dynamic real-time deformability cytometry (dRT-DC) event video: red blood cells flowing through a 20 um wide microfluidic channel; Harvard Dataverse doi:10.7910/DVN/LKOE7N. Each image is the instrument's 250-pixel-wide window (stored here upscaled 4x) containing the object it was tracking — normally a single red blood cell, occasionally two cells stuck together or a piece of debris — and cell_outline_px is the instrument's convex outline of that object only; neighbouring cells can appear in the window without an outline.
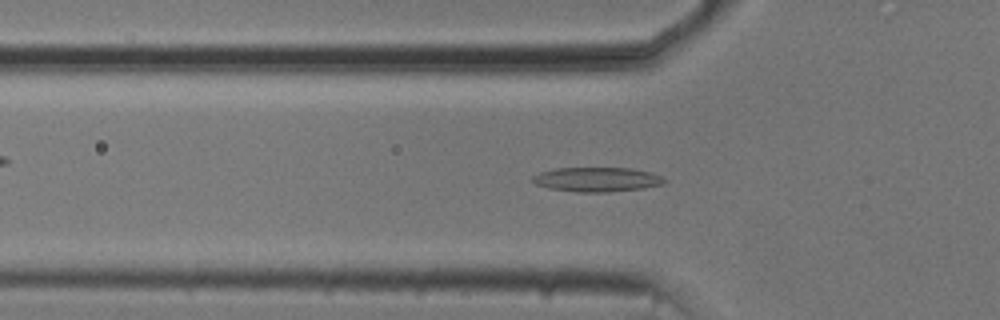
{"species": "common noctule bat (a hibernating species)", "species_latin": "Nyctalus noctula", "temperature_condition": "cold", "stored_images_in_passage": 27, "camera_frame_rate_fps": 3000, "um_per_image_px": 0.085, "animal": {"sex": "male", "body_mass_g": 20.5, "forearm_length_mm": 52.5}, "frame": {"image": 1, "passage_image": 16, "time_ms": 5.0, "image_size_px": [1000, 320], "cell_outline_px": [[668, 180], [664, 184], [644, 188], [608, 192], [576, 192], [548, 188], [536, 184], [532, 180], [532, 176], [540, 172], [552, 168], [632, 168], [652, 172]], "centroid_in_image_um": [50.76, 15.25], "position_along_channel_um": 75.0, "area_um2": 18.96}}
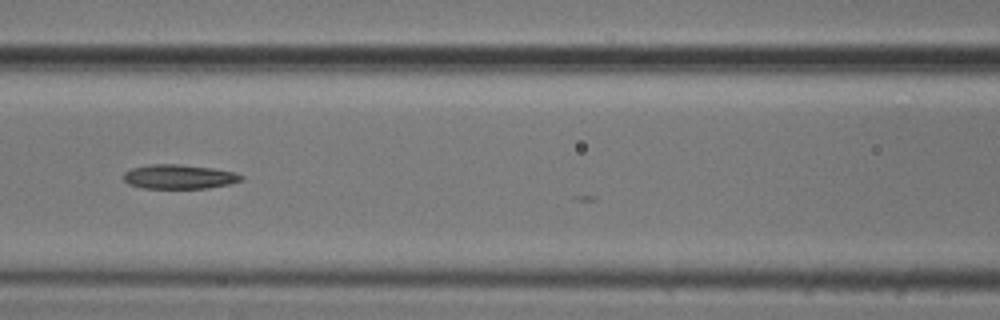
{"frame": {"image": 2, "passage_image": 22, "time_ms": 7.0, "image_size_px": [1000, 320], "cell_outline_px": [[244, 180], [228, 184], [208, 188], [144, 188], [128, 184], [124, 180], [124, 172], [132, 168], [148, 164], [180, 164], [212, 168], [232, 172], [244, 176]], "centroid_in_image_um": [15.21, 15.02], "position_along_channel_um": 151.4, "area_um2": 16.65}}
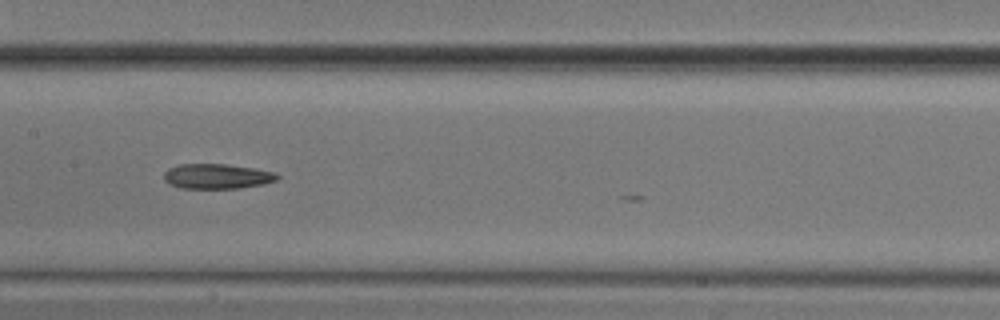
{"frame": {"image": 3, "passage_image": 25, "time_ms": 8.0, "image_size_px": [1000, 320], "cell_outline_px": [[280, 176], [276, 180], [264, 184], [240, 188], [180, 188], [168, 184], [164, 180], [164, 172], [168, 168], [180, 164], [224, 164], [252, 168], [272, 172]], "centroid_in_image_um": [18.39, 14.99], "position_along_channel_um": 189.0, "area_um2": 16.42}}